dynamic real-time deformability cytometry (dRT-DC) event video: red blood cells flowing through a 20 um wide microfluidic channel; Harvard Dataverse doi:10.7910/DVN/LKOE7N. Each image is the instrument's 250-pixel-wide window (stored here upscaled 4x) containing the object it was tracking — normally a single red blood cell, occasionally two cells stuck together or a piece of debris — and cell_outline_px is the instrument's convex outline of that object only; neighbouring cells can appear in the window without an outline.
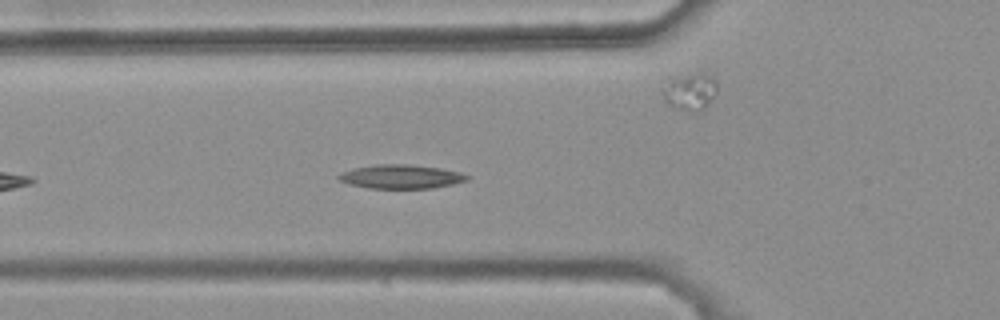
{"species": "common noctule bat (a hibernating species)", "species_latin": "Nyctalus noctula", "temperature_condition": "warm", "stored_images_in_passage": 29, "camera_frame_rate_fps": 3000, "um_per_image_px": 0.085, "animal": {"sex": "female", "body_mass_g": 25.1}, "frame": {"image": 1, "passage_image": 7, "time_ms": 2.0, "image_size_px": [1000, 320], "cell_outline_px": [[468, 180], [452, 184], [432, 188], [368, 188], [348, 184], [340, 180], [336, 176], [340, 172], [356, 168], [376, 164], [408, 164], [440, 168], [460, 172], [468, 176]], "centroid_in_image_um": [34.05, 15.01], "position_along_channel_um": 91.7, "area_um2": 17.8}}
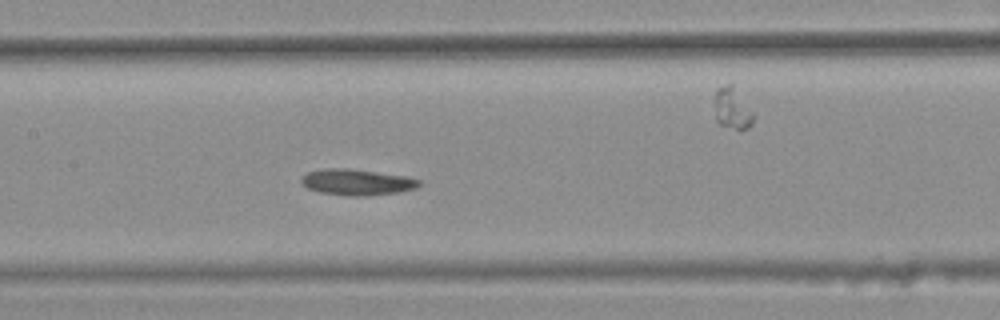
{"frame": {"image": 2, "passage_image": 14, "time_ms": 4.333, "image_size_px": [1000, 320], "cell_outline_px": [[420, 184], [416, 188], [400, 192], [364, 196], [348, 196], [320, 192], [308, 188], [300, 180], [300, 176], [308, 172], [328, 168], [348, 168], [408, 176], [420, 180]], "centroid_in_image_um": [30.35, 15.48], "position_along_channel_um": 177.0, "area_um2": 17.92}}
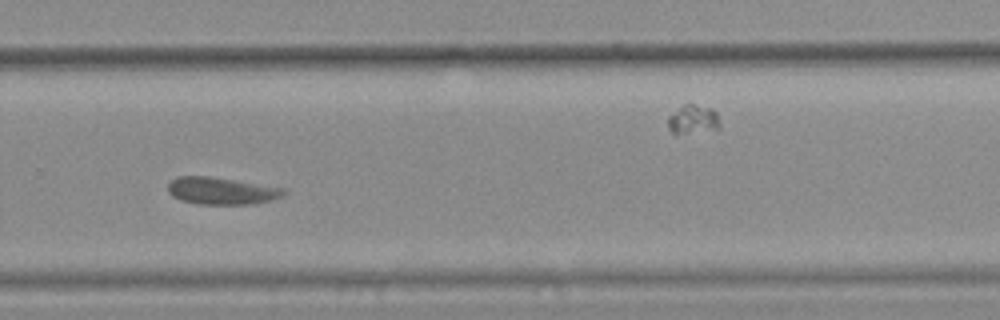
{"frame": {"image": 3, "passage_image": 25, "time_ms": 8.0, "image_size_px": [1000, 320], "cell_outline_px": [[284, 196], [272, 200], [252, 204], [196, 204], [180, 200], [172, 196], [168, 192], [168, 184], [176, 176], [208, 176], [284, 188]], "centroid_in_image_um": [18.79, 16.23], "position_along_channel_um": 311.0, "area_um2": 18.26}}